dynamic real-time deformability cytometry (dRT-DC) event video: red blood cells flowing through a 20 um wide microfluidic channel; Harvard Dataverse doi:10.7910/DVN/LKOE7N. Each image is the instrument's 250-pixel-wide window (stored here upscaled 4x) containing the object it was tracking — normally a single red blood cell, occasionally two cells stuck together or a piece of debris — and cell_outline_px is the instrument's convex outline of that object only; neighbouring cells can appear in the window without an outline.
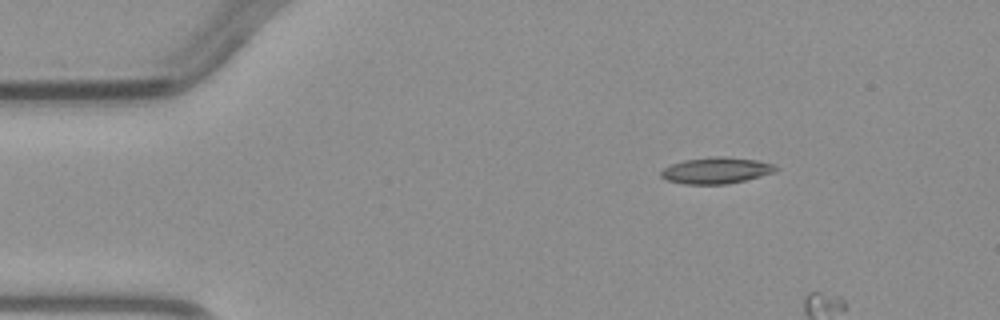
{"species": "common noctule bat (a hibernating species)", "species_latin": "Nyctalus noctula", "temperature_condition": "warm", "stored_images_in_passage": 3, "camera_frame_rate_fps": 3000, "um_per_image_px": 0.085, "animal": {"sex": "male", "body_mass_g": 23.1, "forearm_length_mm": 52.7}, "frame": {"image": 1, "passage_image": 1, "time_ms": 0.0, "image_size_px": [1000, 320], "cell_outline_px": [[780, 168], [776, 172], [744, 180], [724, 184], [684, 184], [668, 180], [660, 176], [660, 172], [664, 168], [672, 164], [684, 160], [712, 156], [724, 156], [756, 160], [772, 164]], "centroid_in_image_um": [60.88, 14.48], "position_along_channel_um": 24.1, "area_um2": 17.51}}